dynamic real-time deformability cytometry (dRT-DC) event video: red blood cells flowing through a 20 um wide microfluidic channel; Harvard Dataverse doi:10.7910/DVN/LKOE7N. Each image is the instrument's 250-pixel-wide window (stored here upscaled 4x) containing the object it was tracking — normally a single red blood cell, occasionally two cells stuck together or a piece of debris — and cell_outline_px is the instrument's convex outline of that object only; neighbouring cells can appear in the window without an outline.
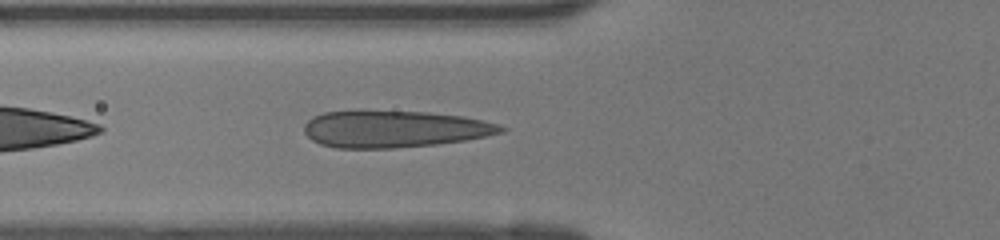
{"species": "human", "species_latin": "Homo sapiens", "temperature_condition": "room temperature", "stored_images_in_passage": 29, "camera_frame_rate_fps": 3000, "um_per_image_px": 0.085, "donor": {"sex": "female"}, "frame": {"image": 1, "passage_image": 3, "time_ms": 0.667, "image_size_px": [1000, 240], "cell_outline_px": [[508, 128], [504, 132], [464, 140], [436, 144], [396, 148], [336, 148], [320, 144], [312, 140], [304, 132], [304, 124], [312, 116], [324, 112], [360, 108], [428, 112], [464, 116], [500, 124]], "centroid_in_image_um": [33.46, 10.92], "position_along_channel_um": 92.3, "area_um2": 43.47}}
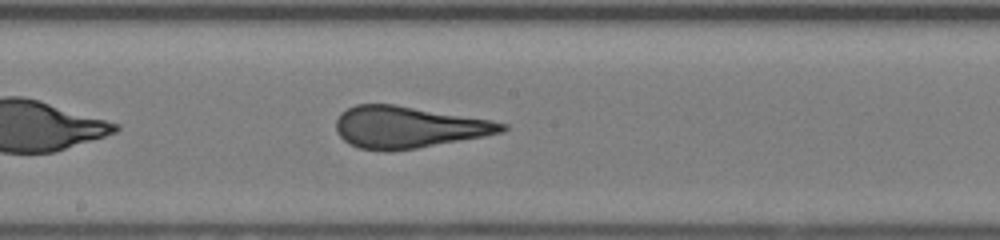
{"frame": {"image": 2, "passage_image": 11, "time_ms": 3.333, "image_size_px": [1000, 240], "cell_outline_px": [[508, 128], [504, 132], [484, 136], [416, 148], [388, 152], [360, 148], [348, 144], [336, 132], [336, 120], [340, 112], [356, 104], [396, 104], [492, 120], [508, 124]], "centroid_in_image_um": [34.69, 10.8], "position_along_channel_um": 213.5, "area_um2": 40.52}}
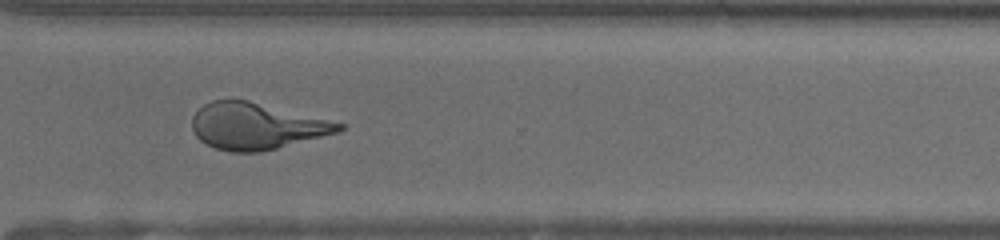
{"frame": {"image": 3, "passage_image": 20, "time_ms": 6.333, "image_size_px": [1000, 240], "cell_outline_px": [[344, 128], [340, 132], [260, 152], [232, 152], [216, 148], [200, 140], [196, 136], [192, 128], [192, 116], [204, 104], [212, 100], [248, 100], [344, 124]], "centroid_in_image_um": [21.77, 10.72], "position_along_channel_um": 348.8, "area_um2": 39.25}}